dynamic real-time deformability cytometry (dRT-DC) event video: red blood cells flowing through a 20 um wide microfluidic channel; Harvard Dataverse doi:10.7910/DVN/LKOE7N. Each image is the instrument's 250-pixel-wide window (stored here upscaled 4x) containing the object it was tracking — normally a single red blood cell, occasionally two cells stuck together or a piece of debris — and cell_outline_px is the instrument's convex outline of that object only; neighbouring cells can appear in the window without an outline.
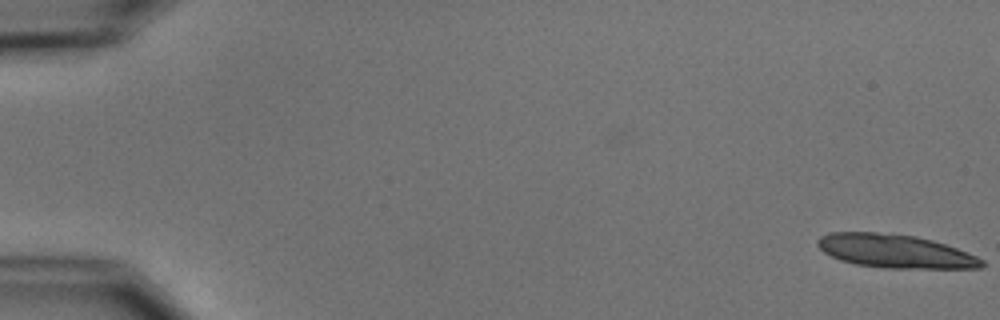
{"species": "common noctule bat (a hibernating species)", "species_latin": "Nyctalus noctula", "temperature_condition": "cold", "stored_images_in_passage": 5, "camera_frame_rate_fps": 3000, "um_per_image_px": 0.085, "animal": {"sex": "male", "body_mass_g": 15.6}, "frame": {"image": 1, "passage_image": 1, "time_ms": 0.0, "image_size_px": [1000, 320], "cell_outline_px": [[984, 264], [980, 268], [884, 268], [856, 264], [840, 260], [824, 252], [816, 244], [816, 240], [820, 236], [828, 232], [876, 232], [916, 236], [932, 240], [968, 252], [984, 260]], "centroid_in_image_um": [76.06, 21.35], "position_along_channel_um": 8.9, "area_um2": 32.02}}